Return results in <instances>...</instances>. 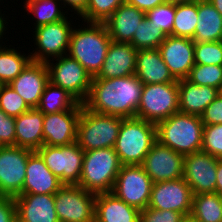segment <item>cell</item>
Returning a JSON list of instances; mask_svg holds the SVG:
<instances>
[{
  "mask_svg": "<svg viewBox=\"0 0 222 222\" xmlns=\"http://www.w3.org/2000/svg\"><path fill=\"white\" fill-rule=\"evenodd\" d=\"M48 82L49 72L46 63L31 61L9 85L30 108H37Z\"/></svg>",
  "mask_w": 222,
  "mask_h": 222,
  "instance_id": "cell-19",
  "label": "cell"
},
{
  "mask_svg": "<svg viewBox=\"0 0 222 222\" xmlns=\"http://www.w3.org/2000/svg\"><path fill=\"white\" fill-rule=\"evenodd\" d=\"M193 193L183 178L155 182L152 185L148 207L158 210H172L190 216Z\"/></svg>",
  "mask_w": 222,
  "mask_h": 222,
  "instance_id": "cell-14",
  "label": "cell"
},
{
  "mask_svg": "<svg viewBox=\"0 0 222 222\" xmlns=\"http://www.w3.org/2000/svg\"><path fill=\"white\" fill-rule=\"evenodd\" d=\"M178 111V82L143 85L136 117L157 124Z\"/></svg>",
  "mask_w": 222,
  "mask_h": 222,
  "instance_id": "cell-7",
  "label": "cell"
},
{
  "mask_svg": "<svg viewBox=\"0 0 222 222\" xmlns=\"http://www.w3.org/2000/svg\"><path fill=\"white\" fill-rule=\"evenodd\" d=\"M61 1L65 7V10L67 11L70 10L71 12H74V15L76 14L77 16L80 15L85 10L88 2V0H61Z\"/></svg>",
  "mask_w": 222,
  "mask_h": 222,
  "instance_id": "cell-46",
  "label": "cell"
},
{
  "mask_svg": "<svg viewBox=\"0 0 222 222\" xmlns=\"http://www.w3.org/2000/svg\"><path fill=\"white\" fill-rule=\"evenodd\" d=\"M86 24H75L67 55L77 60L92 77H95L102 68L112 39L104 23Z\"/></svg>",
  "mask_w": 222,
  "mask_h": 222,
  "instance_id": "cell-2",
  "label": "cell"
},
{
  "mask_svg": "<svg viewBox=\"0 0 222 222\" xmlns=\"http://www.w3.org/2000/svg\"><path fill=\"white\" fill-rule=\"evenodd\" d=\"M121 124V117L96 113L82 104L76 142L83 151L114 148Z\"/></svg>",
  "mask_w": 222,
  "mask_h": 222,
  "instance_id": "cell-6",
  "label": "cell"
},
{
  "mask_svg": "<svg viewBox=\"0 0 222 222\" xmlns=\"http://www.w3.org/2000/svg\"><path fill=\"white\" fill-rule=\"evenodd\" d=\"M60 21L49 23L34 28L33 40L34 48L33 53L29 52L32 61L44 62L67 55L69 49V42L75 22L72 23L74 14ZM70 18V19H69ZM35 51V52H34Z\"/></svg>",
  "mask_w": 222,
  "mask_h": 222,
  "instance_id": "cell-8",
  "label": "cell"
},
{
  "mask_svg": "<svg viewBox=\"0 0 222 222\" xmlns=\"http://www.w3.org/2000/svg\"><path fill=\"white\" fill-rule=\"evenodd\" d=\"M54 198L60 222H95L96 194L78 185L64 184Z\"/></svg>",
  "mask_w": 222,
  "mask_h": 222,
  "instance_id": "cell-11",
  "label": "cell"
},
{
  "mask_svg": "<svg viewBox=\"0 0 222 222\" xmlns=\"http://www.w3.org/2000/svg\"><path fill=\"white\" fill-rule=\"evenodd\" d=\"M46 65L49 82L67 90L82 104L87 100L92 76L77 60L64 55L47 61Z\"/></svg>",
  "mask_w": 222,
  "mask_h": 222,
  "instance_id": "cell-9",
  "label": "cell"
},
{
  "mask_svg": "<svg viewBox=\"0 0 222 222\" xmlns=\"http://www.w3.org/2000/svg\"><path fill=\"white\" fill-rule=\"evenodd\" d=\"M222 15V0H208Z\"/></svg>",
  "mask_w": 222,
  "mask_h": 222,
  "instance_id": "cell-49",
  "label": "cell"
},
{
  "mask_svg": "<svg viewBox=\"0 0 222 222\" xmlns=\"http://www.w3.org/2000/svg\"><path fill=\"white\" fill-rule=\"evenodd\" d=\"M179 112L201 116L205 108L220 94L211 86H199L187 79L178 80Z\"/></svg>",
  "mask_w": 222,
  "mask_h": 222,
  "instance_id": "cell-26",
  "label": "cell"
},
{
  "mask_svg": "<svg viewBox=\"0 0 222 222\" xmlns=\"http://www.w3.org/2000/svg\"><path fill=\"white\" fill-rule=\"evenodd\" d=\"M216 193L222 196V159L217 163Z\"/></svg>",
  "mask_w": 222,
  "mask_h": 222,
  "instance_id": "cell-48",
  "label": "cell"
},
{
  "mask_svg": "<svg viewBox=\"0 0 222 222\" xmlns=\"http://www.w3.org/2000/svg\"><path fill=\"white\" fill-rule=\"evenodd\" d=\"M16 220V206L14 197L0 196V222H14Z\"/></svg>",
  "mask_w": 222,
  "mask_h": 222,
  "instance_id": "cell-44",
  "label": "cell"
},
{
  "mask_svg": "<svg viewBox=\"0 0 222 222\" xmlns=\"http://www.w3.org/2000/svg\"><path fill=\"white\" fill-rule=\"evenodd\" d=\"M190 216L196 222H222V196L216 192L193 195Z\"/></svg>",
  "mask_w": 222,
  "mask_h": 222,
  "instance_id": "cell-32",
  "label": "cell"
},
{
  "mask_svg": "<svg viewBox=\"0 0 222 222\" xmlns=\"http://www.w3.org/2000/svg\"><path fill=\"white\" fill-rule=\"evenodd\" d=\"M135 75L143 85L178 82L164 63L158 48L137 51Z\"/></svg>",
  "mask_w": 222,
  "mask_h": 222,
  "instance_id": "cell-25",
  "label": "cell"
},
{
  "mask_svg": "<svg viewBox=\"0 0 222 222\" xmlns=\"http://www.w3.org/2000/svg\"><path fill=\"white\" fill-rule=\"evenodd\" d=\"M15 117L0 109V146H15Z\"/></svg>",
  "mask_w": 222,
  "mask_h": 222,
  "instance_id": "cell-42",
  "label": "cell"
},
{
  "mask_svg": "<svg viewBox=\"0 0 222 222\" xmlns=\"http://www.w3.org/2000/svg\"><path fill=\"white\" fill-rule=\"evenodd\" d=\"M8 46V47H6ZM3 45L0 48V83L10 84L32 61L31 55L21 52L20 46L15 48L12 45ZM13 48H12V47Z\"/></svg>",
  "mask_w": 222,
  "mask_h": 222,
  "instance_id": "cell-31",
  "label": "cell"
},
{
  "mask_svg": "<svg viewBox=\"0 0 222 222\" xmlns=\"http://www.w3.org/2000/svg\"><path fill=\"white\" fill-rule=\"evenodd\" d=\"M1 1L3 2L4 0H0V2ZM2 2L0 3L1 6L6 2V0L3 3Z\"/></svg>",
  "mask_w": 222,
  "mask_h": 222,
  "instance_id": "cell-52",
  "label": "cell"
},
{
  "mask_svg": "<svg viewBox=\"0 0 222 222\" xmlns=\"http://www.w3.org/2000/svg\"><path fill=\"white\" fill-rule=\"evenodd\" d=\"M81 110L44 114V145L63 146L76 142Z\"/></svg>",
  "mask_w": 222,
  "mask_h": 222,
  "instance_id": "cell-18",
  "label": "cell"
},
{
  "mask_svg": "<svg viewBox=\"0 0 222 222\" xmlns=\"http://www.w3.org/2000/svg\"><path fill=\"white\" fill-rule=\"evenodd\" d=\"M33 151L17 146H0V196L23 194L27 159Z\"/></svg>",
  "mask_w": 222,
  "mask_h": 222,
  "instance_id": "cell-13",
  "label": "cell"
},
{
  "mask_svg": "<svg viewBox=\"0 0 222 222\" xmlns=\"http://www.w3.org/2000/svg\"><path fill=\"white\" fill-rule=\"evenodd\" d=\"M152 182L183 178L184 155L156 141L141 164Z\"/></svg>",
  "mask_w": 222,
  "mask_h": 222,
  "instance_id": "cell-16",
  "label": "cell"
},
{
  "mask_svg": "<svg viewBox=\"0 0 222 222\" xmlns=\"http://www.w3.org/2000/svg\"><path fill=\"white\" fill-rule=\"evenodd\" d=\"M146 17L153 22L157 28L165 32L166 35H172V28L175 17V3L165 2L149 10Z\"/></svg>",
  "mask_w": 222,
  "mask_h": 222,
  "instance_id": "cell-39",
  "label": "cell"
},
{
  "mask_svg": "<svg viewBox=\"0 0 222 222\" xmlns=\"http://www.w3.org/2000/svg\"><path fill=\"white\" fill-rule=\"evenodd\" d=\"M198 0H166L169 3H186V2H197Z\"/></svg>",
  "mask_w": 222,
  "mask_h": 222,
  "instance_id": "cell-50",
  "label": "cell"
},
{
  "mask_svg": "<svg viewBox=\"0 0 222 222\" xmlns=\"http://www.w3.org/2000/svg\"><path fill=\"white\" fill-rule=\"evenodd\" d=\"M164 31L153 25L147 17L139 23V28L135 31L132 44L135 49H156L166 39Z\"/></svg>",
  "mask_w": 222,
  "mask_h": 222,
  "instance_id": "cell-34",
  "label": "cell"
},
{
  "mask_svg": "<svg viewBox=\"0 0 222 222\" xmlns=\"http://www.w3.org/2000/svg\"><path fill=\"white\" fill-rule=\"evenodd\" d=\"M194 62L203 65H222V41L194 42Z\"/></svg>",
  "mask_w": 222,
  "mask_h": 222,
  "instance_id": "cell-38",
  "label": "cell"
},
{
  "mask_svg": "<svg viewBox=\"0 0 222 222\" xmlns=\"http://www.w3.org/2000/svg\"><path fill=\"white\" fill-rule=\"evenodd\" d=\"M146 13L125 1L104 22L113 41L131 43L139 23L145 19Z\"/></svg>",
  "mask_w": 222,
  "mask_h": 222,
  "instance_id": "cell-23",
  "label": "cell"
},
{
  "mask_svg": "<svg viewBox=\"0 0 222 222\" xmlns=\"http://www.w3.org/2000/svg\"><path fill=\"white\" fill-rule=\"evenodd\" d=\"M219 160L203 151L184 156L183 179L190 186L193 195L216 192Z\"/></svg>",
  "mask_w": 222,
  "mask_h": 222,
  "instance_id": "cell-15",
  "label": "cell"
},
{
  "mask_svg": "<svg viewBox=\"0 0 222 222\" xmlns=\"http://www.w3.org/2000/svg\"><path fill=\"white\" fill-rule=\"evenodd\" d=\"M156 141V124L138 117L122 118L114 149L122 165H141Z\"/></svg>",
  "mask_w": 222,
  "mask_h": 222,
  "instance_id": "cell-4",
  "label": "cell"
},
{
  "mask_svg": "<svg viewBox=\"0 0 222 222\" xmlns=\"http://www.w3.org/2000/svg\"><path fill=\"white\" fill-rule=\"evenodd\" d=\"M181 222H196V221L191 216H187Z\"/></svg>",
  "mask_w": 222,
  "mask_h": 222,
  "instance_id": "cell-51",
  "label": "cell"
},
{
  "mask_svg": "<svg viewBox=\"0 0 222 222\" xmlns=\"http://www.w3.org/2000/svg\"><path fill=\"white\" fill-rule=\"evenodd\" d=\"M152 185L141 165H122L111 192L141 211L148 207Z\"/></svg>",
  "mask_w": 222,
  "mask_h": 222,
  "instance_id": "cell-12",
  "label": "cell"
},
{
  "mask_svg": "<svg viewBox=\"0 0 222 222\" xmlns=\"http://www.w3.org/2000/svg\"><path fill=\"white\" fill-rule=\"evenodd\" d=\"M137 49L130 43L111 41L99 73L92 78L126 77L135 74Z\"/></svg>",
  "mask_w": 222,
  "mask_h": 222,
  "instance_id": "cell-21",
  "label": "cell"
},
{
  "mask_svg": "<svg viewBox=\"0 0 222 222\" xmlns=\"http://www.w3.org/2000/svg\"><path fill=\"white\" fill-rule=\"evenodd\" d=\"M201 151L222 159V124L204 125Z\"/></svg>",
  "mask_w": 222,
  "mask_h": 222,
  "instance_id": "cell-40",
  "label": "cell"
},
{
  "mask_svg": "<svg viewBox=\"0 0 222 222\" xmlns=\"http://www.w3.org/2000/svg\"><path fill=\"white\" fill-rule=\"evenodd\" d=\"M204 125L222 124V95L219 94L200 116Z\"/></svg>",
  "mask_w": 222,
  "mask_h": 222,
  "instance_id": "cell-43",
  "label": "cell"
},
{
  "mask_svg": "<svg viewBox=\"0 0 222 222\" xmlns=\"http://www.w3.org/2000/svg\"><path fill=\"white\" fill-rule=\"evenodd\" d=\"M204 124L200 116L176 112L156 124L157 141L182 155L201 151Z\"/></svg>",
  "mask_w": 222,
  "mask_h": 222,
  "instance_id": "cell-3",
  "label": "cell"
},
{
  "mask_svg": "<svg viewBox=\"0 0 222 222\" xmlns=\"http://www.w3.org/2000/svg\"><path fill=\"white\" fill-rule=\"evenodd\" d=\"M44 114L37 108L15 117V146L37 151L44 145Z\"/></svg>",
  "mask_w": 222,
  "mask_h": 222,
  "instance_id": "cell-24",
  "label": "cell"
},
{
  "mask_svg": "<svg viewBox=\"0 0 222 222\" xmlns=\"http://www.w3.org/2000/svg\"><path fill=\"white\" fill-rule=\"evenodd\" d=\"M0 109L8 116L18 117L27 112L30 107L8 84L0 87Z\"/></svg>",
  "mask_w": 222,
  "mask_h": 222,
  "instance_id": "cell-37",
  "label": "cell"
},
{
  "mask_svg": "<svg viewBox=\"0 0 222 222\" xmlns=\"http://www.w3.org/2000/svg\"><path fill=\"white\" fill-rule=\"evenodd\" d=\"M121 166L114 148L84 151L82 172L77 185L96 195L109 193Z\"/></svg>",
  "mask_w": 222,
  "mask_h": 222,
  "instance_id": "cell-5",
  "label": "cell"
},
{
  "mask_svg": "<svg viewBox=\"0 0 222 222\" xmlns=\"http://www.w3.org/2000/svg\"><path fill=\"white\" fill-rule=\"evenodd\" d=\"M164 63L176 80L186 79L194 62V41L167 35L158 47Z\"/></svg>",
  "mask_w": 222,
  "mask_h": 222,
  "instance_id": "cell-17",
  "label": "cell"
},
{
  "mask_svg": "<svg viewBox=\"0 0 222 222\" xmlns=\"http://www.w3.org/2000/svg\"><path fill=\"white\" fill-rule=\"evenodd\" d=\"M185 216L172 210H158L147 207L140 211V222H181Z\"/></svg>",
  "mask_w": 222,
  "mask_h": 222,
  "instance_id": "cell-41",
  "label": "cell"
},
{
  "mask_svg": "<svg viewBox=\"0 0 222 222\" xmlns=\"http://www.w3.org/2000/svg\"><path fill=\"white\" fill-rule=\"evenodd\" d=\"M81 106L82 103L67 90L48 82L37 109L43 114H53L68 110H81Z\"/></svg>",
  "mask_w": 222,
  "mask_h": 222,
  "instance_id": "cell-29",
  "label": "cell"
},
{
  "mask_svg": "<svg viewBox=\"0 0 222 222\" xmlns=\"http://www.w3.org/2000/svg\"><path fill=\"white\" fill-rule=\"evenodd\" d=\"M188 81L199 86L222 87V65L195 64L189 72Z\"/></svg>",
  "mask_w": 222,
  "mask_h": 222,
  "instance_id": "cell-36",
  "label": "cell"
},
{
  "mask_svg": "<svg viewBox=\"0 0 222 222\" xmlns=\"http://www.w3.org/2000/svg\"><path fill=\"white\" fill-rule=\"evenodd\" d=\"M63 185L45 165L41 155L33 151L27 159L23 194H55Z\"/></svg>",
  "mask_w": 222,
  "mask_h": 222,
  "instance_id": "cell-22",
  "label": "cell"
},
{
  "mask_svg": "<svg viewBox=\"0 0 222 222\" xmlns=\"http://www.w3.org/2000/svg\"><path fill=\"white\" fill-rule=\"evenodd\" d=\"M37 152L49 170L66 185H77L80 181L84 151L77 142L63 146L43 145Z\"/></svg>",
  "mask_w": 222,
  "mask_h": 222,
  "instance_id": "cell-10",
  "label": "cell"
},
{
  "mask_svg": "<svg viewBox=\"0 0 222 222\" xmlns=\"http://www.w3.org/2000/svg\"><path fill=\"white\" fill-rule=\"evenodd\" d=\"M142 89L143 83L135 74L109 79L92 78L89 96L83 104L100 114L136 117Z\"/></svg>",
  "mask_w": 222,
  "mask_h": 222,
  "instance_id": "cell-1",
  "label": "cell"
},
{
  "mask_svg": "<svg viewBox=\"0 0 222 222\" xmlns=\"http://www.w3.org/2000/svg\"><path fill=\"white\" fill-rule=\"evenodd\" d=\"M23 4L22 10L25 9L26 15L34 16V28L66 19L69 14L67 10H63L65 7L61 0H30Z\"/></svg>",
  "mask_w": 222,
  "mask_h": 222,
  "instance_id": "cell-30",
  "label": "cell"
},
{
  "mask_svg": "<svg viewBox=\"0 0 222 222\" xmlns=\"http://www.w3.org/2000/svg\"><path fill=\"white\" fill-rule=\"evenodd\" d=\"M139 220L140 211L112 192L96 195L95 222H140Z\"/></svg>",
  "mask_w": 222,
  "mask_h": 222,
  "instance_id": "cell-27",
  "label": "cell"
},
{
  "mask_svg": "<svg viewBox=\"0 0 222 222\" xmlns=\"http://www.w3.org/2000/svg\"><path fill=\"white\" fill-rule=\"evenodd\" d=\"M14 201L19 222H60L54 194H20Z\"/></svg>",
  "mask_w": 222,
  "mask_h": 222,
  "instance_id": "cell-20",
  "label": "cell"
},
{
  "mask_svg": "<svg viewBox=\"0 0 222 222\" xmlns=\"http://www.w3.org/2000/svg\"><path fill=\"white\" fill-rule=\"evenodd\" d=\"M198 19V1L175 3V17L172 28V36L194 37L195 27Z\"/></svg>",
  "mask_w": 222,
  "mask_h": 222,
  "instance_id": "cell-33",
  "label": "cell"
},
{
  "mask_svg": "<svg viewBox=\"0 0 222 222\" xmlns=\"http://www.w3.org/2000/svg\"><path fill=\"white\" fill-rule=\"evenodd\" d=\"M192 40L198 43L222 41V15L208 0H198V19Z\"/></svg>",
  "mask_w": 222,
  "mask_h": 222,
  "instance_id": "cell-28",
  "label": "cell"
},
{
  "mask_svg": "<svg viewBox=\"0 0 222 222\" xmlns=\"http://www.w3.org/2000/svg\"><path fill=\"white\" fill-rule=\"evenodd\" d=\"M125 2L147 13L149 10L165 3L166 0H125Z\"/></svg>",
  "mask_w": 222,
  "mask_h": 222,
  "instance_id": "cell-45",
  "label": "cell"
},
{
  "mask_svg": "<svg viewBox=\"0 0 222 222\" xmlns=\"http://www.w3.org/2000/svg\"><path fill=\"white\" fill-rule=\"evenodd\" d=\"M2 11H3V9H0V44H5L6 45V43L3 41V40H6L7 38H6V33H8V35H9V32L7 31V25L9 24V22H11L10 20H8L10 17L9 16H6V14H4V12H3V14H2ZM5 15V16H4ZM8 17V18H7ZM7 21H9V22H7ZM7 31V32H6ZM3 36H5V39H4V37Z\"/></svg>",
  "mask_w": 222,
  "mask_h": 222,
  "instance_id": "cell-47",
  "label": "cell"
},
{
  "mask_svg": "<svg viewBox=\"0 0 222 222\" xmlns=\"http://www.w3.org/2000/svg\"><path fill=\"white\" fill-rule=\"evenodd\" d=\"M125 0H88L85 10L78 16L83 23H104Z\"/></svg>",
  "mask_w": 222,
  "mask_h": 222,
  "instance_id": "cell-35",
  "label": "cell"
}]
</instances>
